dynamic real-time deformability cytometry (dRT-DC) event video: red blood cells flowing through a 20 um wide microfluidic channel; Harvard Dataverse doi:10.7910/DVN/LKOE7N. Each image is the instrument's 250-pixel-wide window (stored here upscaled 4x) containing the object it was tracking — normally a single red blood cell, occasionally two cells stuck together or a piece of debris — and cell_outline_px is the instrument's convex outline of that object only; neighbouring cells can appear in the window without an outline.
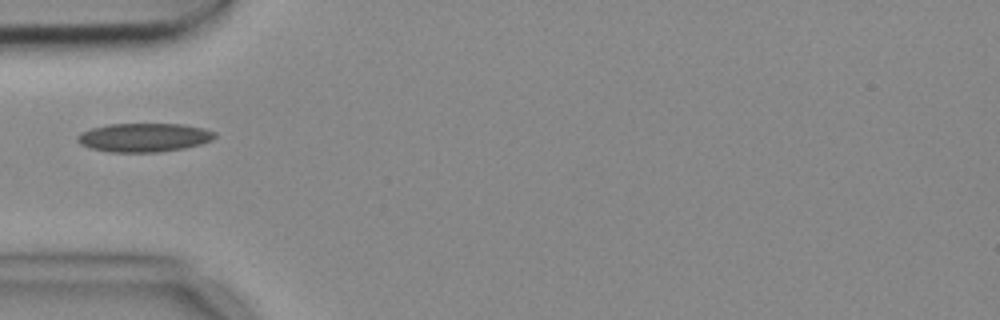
{"species": "common noctule bat (a hibernating species)", "species_latin": "Nyctalus noctula", "temperature_condition": "cold", "stored_images_in_passage": 6, "camera_frame_rate_fps": 3000, "um_per_image_px": 0.085, "animal": {"sex": "female", "body_mass_g": 18.4}, "frame": {"image": 1, "passage_image": 5, "time_ms": 1.333, "image_size_px": [1000, 320], "cell_outline_px": [[216, 136], [212, 140], [200, 144], [184, 148], [160, 152], [108, 152], [92, 148], [80, 144], [76, 140], [76, 136], [80, 132], [92, 128], [108, 124], [180, 124], [204, 128], [216, 132]], "centroid_in_image_um": [12.23, 11.68], "position_along_channel_um": 72.8, "area_um2": 23.06}}